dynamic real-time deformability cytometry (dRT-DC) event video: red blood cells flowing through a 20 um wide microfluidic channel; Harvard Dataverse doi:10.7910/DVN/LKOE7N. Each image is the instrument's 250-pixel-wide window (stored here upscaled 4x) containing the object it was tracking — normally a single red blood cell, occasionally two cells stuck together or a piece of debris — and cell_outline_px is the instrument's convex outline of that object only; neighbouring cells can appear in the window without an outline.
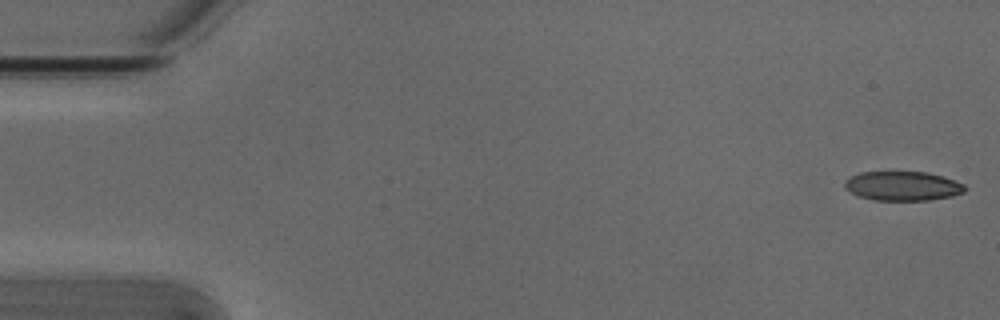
{"species": "Egyptian fruit bat (a non-hibernating species)", "species_latin": "Rousettus aegyptiacus", "temperature_condition": "cold", "stored_images_in_passage": 53, "camera_frame_rate_fps": 3000, "um_per_image_px": 0.085, "animal": {"sex": "male"}, "frame": {"image": 1, "passage_image": 1, "time_ms": 0.0, "image_size_px": [1000, 320], "cell_outline_px": [[968, 188], [964, 192], [952, 196], [928, 200], [872, 200], [860, 196], [844, 188], [844, 180], [860, 172], [928, 172], [944, 176], [964, 184]], "centroid_in_image_um": [76.75, 15.8], "position_along_channel_um": 8.2, "area_um2": 20.58}}
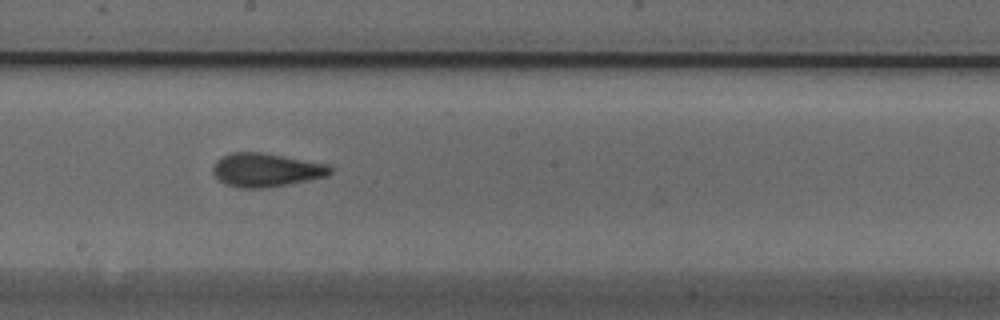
{"frame": {"image": 2, "passage_image": 29, "time_ms": 9.333, "image_size_px": [1000, 320], "cell_outline_px": [[332, 172], [328, 176], [288, 184], [264, 188], [240, 188], [224, 184], [212, 172], [212, 168], [224, 156], [232, 152], [260, 152], [328, 164], [332, 168]], "centroid_in_image_um": [22.64, 14.46], "position_along_channel_um": 225.6, "area_um2": 22.72}}
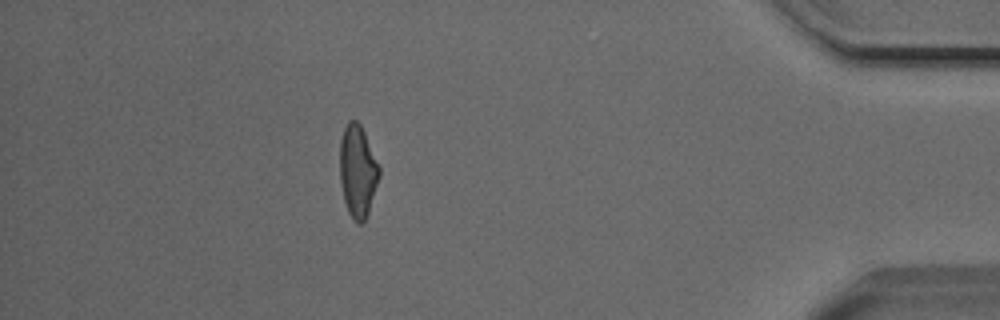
{"frame": {"image": 3, "passage_image": 47, "time_ms": 15.333, "image_size_px": [1000, 320], "cell_outline_px": [[380, 176], [368, 212], [364, 220], [360, 224], [356, 224], [352, 220], [348, 212], [344, 200], [340, 180], [340, 140], [344, 128], [348, 120], [356, 120], [360, 124], [364, 132], [380, 168]], "centroid_in_image_um": [30.39, 14.56], "position_along_channel_um": 404.8, "area_um2": 21.1}, "authors_computed_cell_mechanics": {"area_um2": 21.675, "velocity_mm_per_s": 3.8275, "shape_relaxation_time_tau1_ms": 5.3807, "shape_relaxation_time_tau2_ms": 2.1086, "deformation_change_tau1": 0.1498, "deformation_change_tau2": 0.0823}}